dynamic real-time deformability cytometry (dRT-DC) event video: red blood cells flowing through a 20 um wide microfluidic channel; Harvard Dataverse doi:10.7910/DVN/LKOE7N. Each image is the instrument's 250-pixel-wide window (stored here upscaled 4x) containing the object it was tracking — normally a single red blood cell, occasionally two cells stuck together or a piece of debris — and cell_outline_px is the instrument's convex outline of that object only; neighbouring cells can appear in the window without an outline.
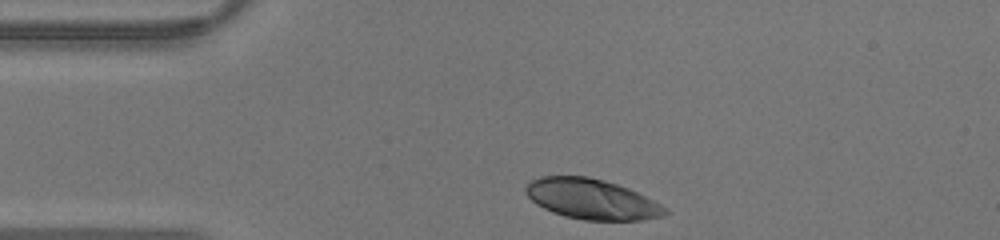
{"species": "human", "species_latin": "Homo sapiens", "temperature_condition": "warm", "stored_images_in_passage": 26, "camera_frame_rate_fps": 3000, "um_per_image_px": 0.085, "donor": {"sex": "male"}, "frame": {"image": 1, "passage_image": 1, "time_ms": 0.0, "image_size_px": [1000, 240], "cell_outline_px": [[668, 212], [664, 216], [644, 220], [584, 220], [564, 216], [552, 212], [536, 204], [524, 192], [524, 188], [532, 180], [540, 176], [588, 176], [604, 180], [628, 188], [668, 208]], "centroid_in_image_um": [50.28, 16.93], "position_along_channel_um": 34.7, "area_um2": 32.66}}
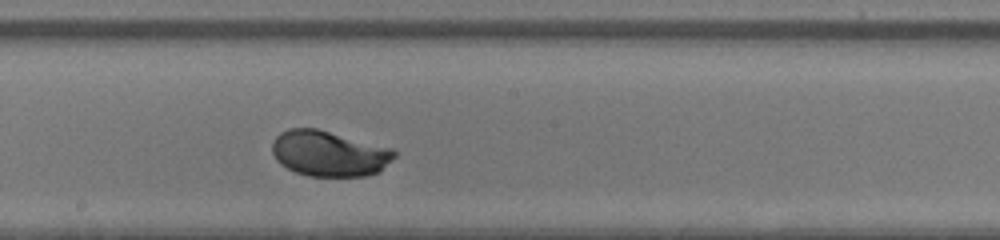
{"frame": {"image": 2, "passage_image": 15, "time_ms": 4.667, "image_size_px": [1000, 240], "cell_outline_px": [[396, 156], [380, 172], [368, 176], [308, 176], [296, 172], [280, 164], [276, 160], [272, 152], [272, 140], [280, 132], [288, 128], [316, 128], [392, 148], [396, 152]], "centroid_in_image_um": [27.97, 13.05], "position_along_channel_um": 220.2, "area_um2": 32.66}}
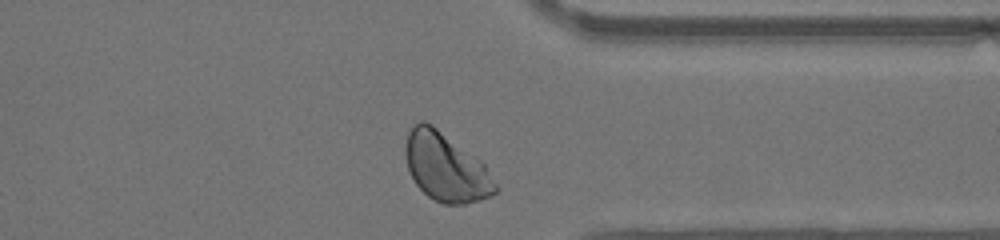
{"frame": {"image": 3, "passage_image": 25, "time_ms": 8.0, "image_size_px": [1000, 240], "cell_outline_px": [[500, 188], [492, 196], [480, 200], [464, 204], [444, 204], [428, 196], [416, 184], [408, 168], [404, 152], [404, 148], [408, 132], [412, 124], [420, 120], [424, 120], [432, 124], [480, 160], [484, 164]], "centroid_in_image_um": [37.9, 14.2], "position_along_channel_um": 373.5, "area_um2": 35.89}}